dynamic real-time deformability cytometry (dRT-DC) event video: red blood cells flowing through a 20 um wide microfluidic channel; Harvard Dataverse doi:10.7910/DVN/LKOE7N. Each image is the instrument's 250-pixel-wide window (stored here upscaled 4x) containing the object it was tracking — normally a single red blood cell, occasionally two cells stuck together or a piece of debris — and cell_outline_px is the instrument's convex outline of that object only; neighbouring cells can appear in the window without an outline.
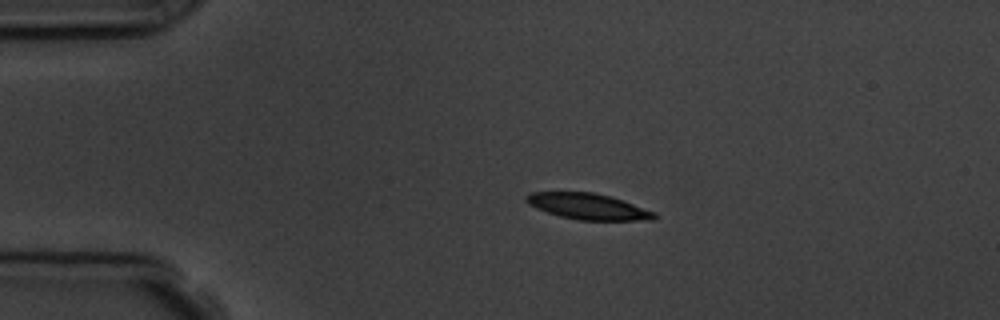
{"species": "common noctule bat (a hibernating species)", "species_latin": "Nyctalus noctula", "temperature_condition": "room temperature", "stored_images_in_passage": 3, "camera_frame_rate_fps": 3000, "um_per_image_px": 0.085, "animal": {"sex": "male", "body_mass_g": 19.5, "forearm_length_mm": 54.6}, "frame": {"image": 1, "passage_image": 2, "time_ms": 2.333, "image_size_px": [1000, 320], "cell_outline_px": [[656, 220], [580, 220], [560, 216], [536, 208], [528, 204], [524, 200], [524, 196], [528, 192], [592, 192], [608, 196], [656, 212]], "centroid_in_image_um": [49.94, 17.55], "position_along_channel_um": 35.1, "area_um2": 19.25}}